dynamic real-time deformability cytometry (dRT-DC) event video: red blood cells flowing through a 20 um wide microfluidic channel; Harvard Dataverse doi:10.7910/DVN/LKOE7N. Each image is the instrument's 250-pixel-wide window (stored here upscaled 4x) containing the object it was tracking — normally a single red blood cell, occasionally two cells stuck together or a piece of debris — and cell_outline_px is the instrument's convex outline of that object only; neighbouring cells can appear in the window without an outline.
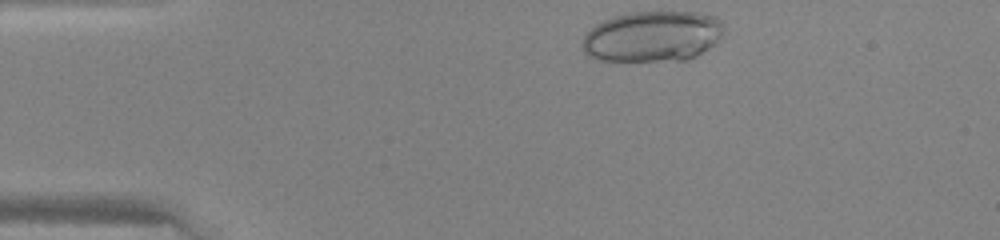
{"species": "human", "species_latin": "Homo sapiens", "temperature_condition": "warm", "stored_images_in_passage": 31, "camera_frame_rate_fps": 3000, "um_per_image_px": 0.085, "donor": {"sex": "female"}, "frame": {"image": 1, "passage_image": 1, "time_ms": 0.0, "image_size_px": [1000, 240], "cell_outline_px": [[724, 32], [708, 48], [696, 56], [688, 60], [596, 60], [588, 56], [584, 52], [584, 36], [596, 24], [612, 16], [636, 12], [696, 12], [716, 16], [724, 24]], "centroid_in_image_um": [55.48, 3.08], "position_along_channel_um": 29.5, "area_um2": 41.56}}
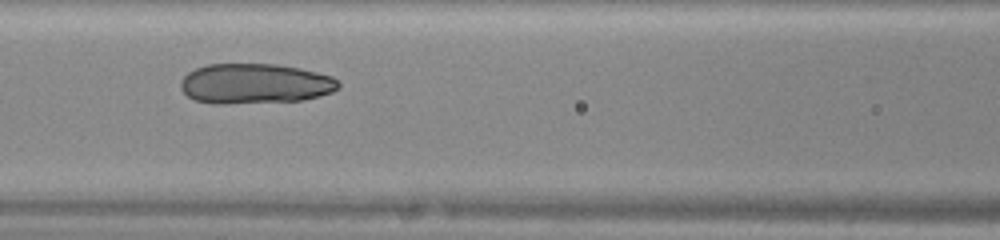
{"frame": {"image": 2, "passage_image": 13, "time_ms": 4.0, "image_size_px": [1000, 240], "cell_outline_px": [[340, 88], [332, 92], [320, 96], [300, 100], [220, 104], [212, 104], [196, 100], [188, 96], [180, 88], [180, 80], [188, 72], [196, 68], [208, 64], [276, 64], [300, 68], [332, 76], [340, 84]], "centroid_in_image_um": [21.66, 7.11], "position_along_channel_um": 144.9, "area_um2": 36.93}}
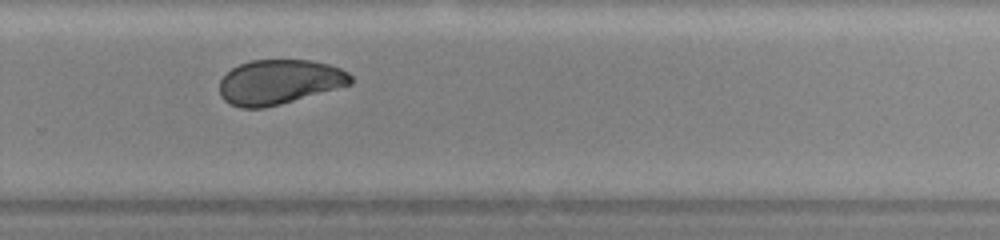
{"frame": {"image": 3, "passage_image": 24, "time_ms": 7.667, "image_size_px": [1000, 240], "cell_outline_px": [[352, 84], [280, 104], [264, 108], [240, 108], [224, 100], [220, 96], [220, 80], [232, 68], [240, 64], [252, 60], [312, 60], [328, 64], [340, 68], [348, 72], [352, 76]], "centroid_in_image_um": [23.74, 6.96], "position_along_channel_um": 306.1, "area_um2": 34.04}}